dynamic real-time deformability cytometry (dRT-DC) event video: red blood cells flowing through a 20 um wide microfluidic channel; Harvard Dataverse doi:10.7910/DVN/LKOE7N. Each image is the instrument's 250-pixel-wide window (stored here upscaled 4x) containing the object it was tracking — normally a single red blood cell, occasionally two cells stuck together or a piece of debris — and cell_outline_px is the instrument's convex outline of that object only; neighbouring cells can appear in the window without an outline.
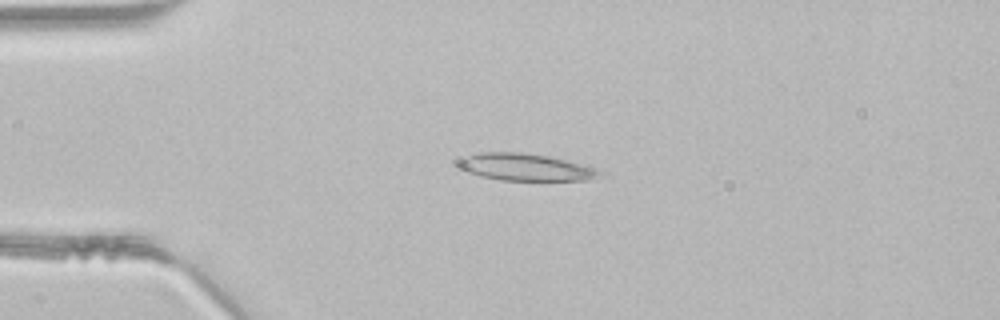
{"species": "common noctule bat (a hibernating species)", "species_latin": "Nyctalus noctula", "temperature_condition": "room temperature", "stored_images_in_passage": 45, "camera_frame_rate_fps": 3000, "um_per_image_px": 0.085, "animal": {"sex": "male", "body_mass_g": 21.5, "forearm_length_mm": 52.0}, "frame": {"image": 1, "passage_image": 10, "time_ms": 3.0, "image_size_px": [1000, 320], "cell_outline_px": [[604, 172], [600, 176], [592, 180], [500, 180], [480, 176], [452, 168], [464, 156], [476, 152], [520, 152], [548, 156], [600, 168]], "centroid_in_image_um": [44.63, 14.21], "position_along_channel_um": 40.4, "area_um2": 22.83}}
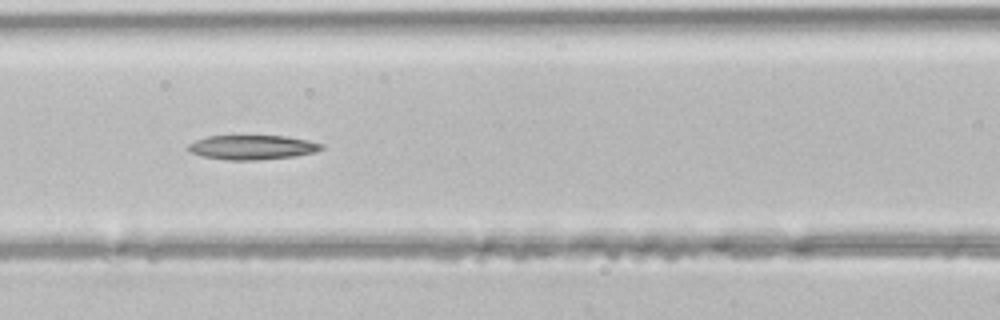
{"frame": {"image": 2, "passage_image": 19, "time_ms": 6.0, "image_size_px": [1000, 320], "cell_outline_px": [[324, 148], [316, 152], [296, 156], [256, 160], [228, 160], [204, 156], [188, 152], [184, 148], [188, 144], [196, 140], [208, 136], [288, 136], [308, 140], [324, 144]], "centroid_in_image_um": [21.45, 12.52], "position_along_channel_um": 145.2, "area_um2": 19.13}}
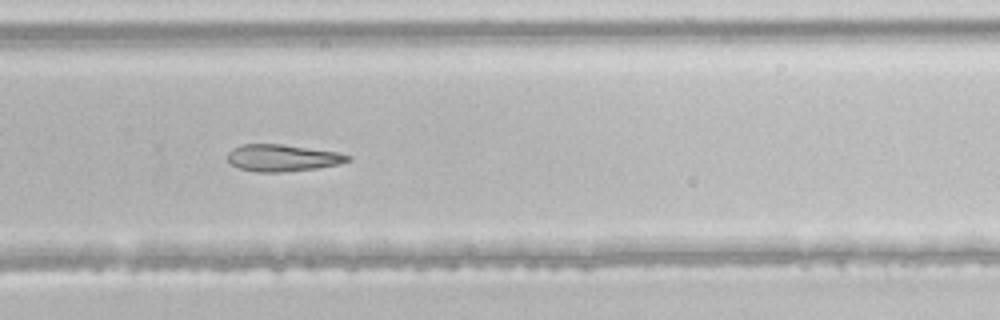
{"frame": {"image": 3, "passage_image": 30, "time_ms": 9.667, "image_size_px": [1000, 320], "cell_outline_px": [[352, 160], [340, 164], [316, 168], [284, 172], [256, 172], [240, 168], [232, 164], [228, 160], [228, 152], [232, 148], [240, 144], [280, 144], [340, 152], [352, 156]], "centroid_in_image_um": [24.05, 13.41], "position_along_channel_um": 305.8, "area_um2": 18.96}}